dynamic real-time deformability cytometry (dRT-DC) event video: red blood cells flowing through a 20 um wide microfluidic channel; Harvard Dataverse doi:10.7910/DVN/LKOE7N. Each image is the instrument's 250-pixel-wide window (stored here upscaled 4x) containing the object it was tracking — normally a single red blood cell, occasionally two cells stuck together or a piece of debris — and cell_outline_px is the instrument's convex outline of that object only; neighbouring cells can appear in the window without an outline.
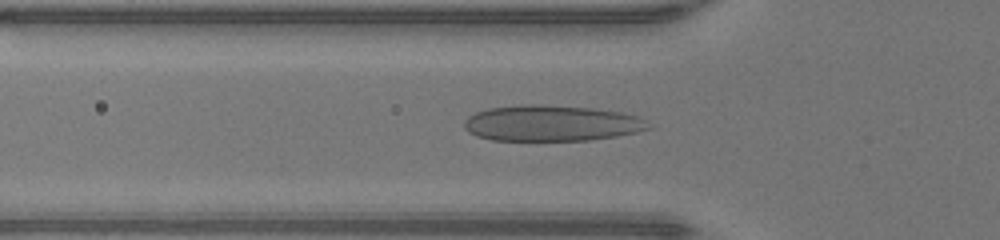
{"species": "human", "species_latin": "Homo sapiens", "temperature_condition": "warm", "stored_images_in_passage": 18, "camera_frame_rate_fps": 3000, "um_per_image_px": 0.085, "donor": {"sex": "male"}, "frame": {"image": 1, "passage_image": 8, "time_ms": 2.333, "image_size_px": [1000, 240], "cell_outline_px": [[652, 128], [636, 132], [616, 136], [588, 140], [492, 140], [476, 136], [468, 132], [464, 128], [464, 120], [468, 116], [476, 112], [488, 108], [524, 104], [536, 104], [592, 108], [624, 112], [636, 116], [644, 120]], "centroid_in_image_um": [46.84, 10.47], "position_along_channel_um": 79.0, "area_um2": 38.55}}
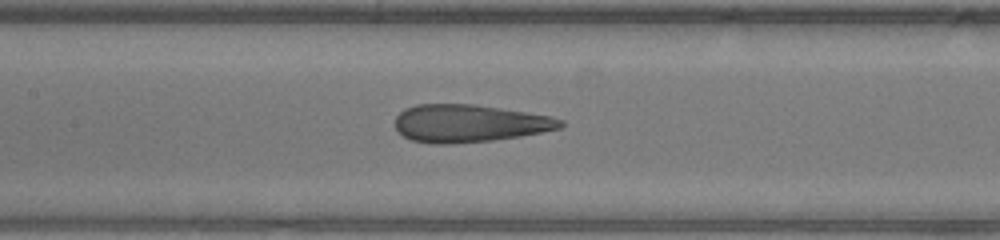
{"frame": {"image": 2, "passage_image": 14, "time_ms": 4.333, "image_size_px": [1000, 240], "cell_outline_px": [[564, 124], [560, 128], [520, 136], [492, 140], [452, 144], [432, 144], [412, 140], [396, 132], [396, 116], [404, 108], [416, 104], [476, 104], [552, 116], [564, 120]], "centroid_in_image_um": [39.86, 10.48], "position_along_channel_um": 167.5, "area_um2": 36.41}}
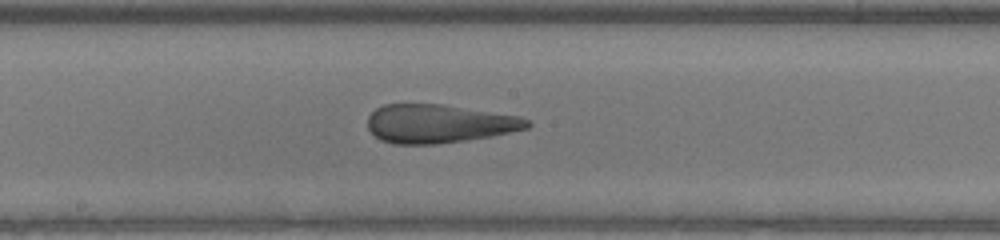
{"frame": {"image": 3, "passage_image": 17, "time_ms": 5.333, "image_size_px": [1000, 240], "cell_outline_px": [[532, 124], [528, 128], [492, 136], [436, 144], [392, 144], [380, 140], [368, 128], [368, 116], [376, 108], [384, 104], [444, 104], [520, 116], [528, 120]], "centroid_in_image_um": [37.31, 10.51], "position_along_channel_um": 210.9, "area_um2": 35.89}}